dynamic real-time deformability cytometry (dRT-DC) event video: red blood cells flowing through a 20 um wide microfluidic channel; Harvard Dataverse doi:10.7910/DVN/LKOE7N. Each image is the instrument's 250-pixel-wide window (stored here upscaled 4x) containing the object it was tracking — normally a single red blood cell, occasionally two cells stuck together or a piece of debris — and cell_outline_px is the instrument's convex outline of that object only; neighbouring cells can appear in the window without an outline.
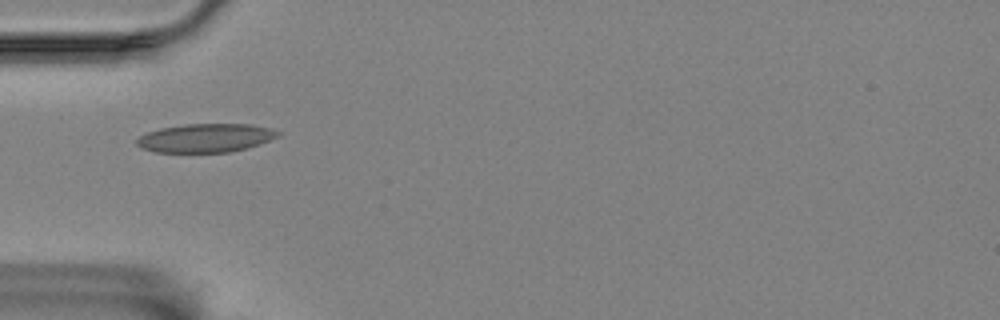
{"species": "Egyptian fruit bat (a non-hibernating species)", "species_latin": "Rousettus aegyptiacus", "temperature_condition": "room temperature", "stored_images_in_passage": 8, "camera_frame_rate_fps": 3000, "um_per_image_px": 0.085, "animal": {"sex": "female"}, "frame": {"image": 1, "passage_image": 1, "time_ms": 0.0, "image_size_px": [1000, 320], "cell_outline_px": [[280, 136], [260, 144], [248, 148], [228, 152], [156, 152], [140, 148], [136, 144], [136, 140], [140, 136], [148, 132], [160, 128], [184, 124], [252, 124], [272, 128], [280, 132]], "centroid_in_image_um": [17.5, 11.72], "position_along_channel_um": 67.5, "area_um2": 23.7}}
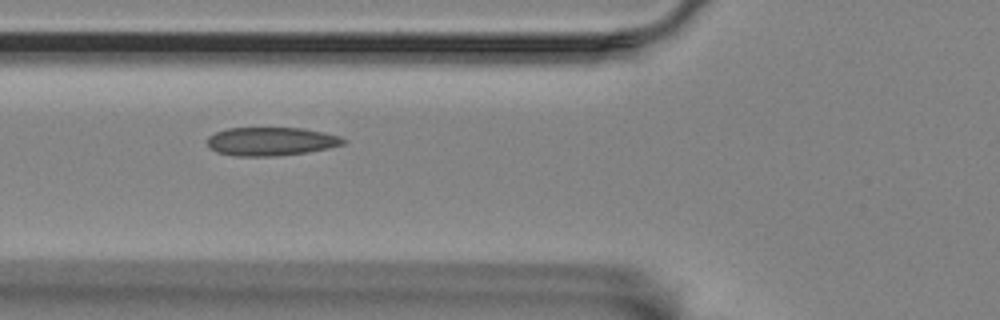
{"frame": {"image": 2, "passage_image": 4, "time_ms": 1.0, "image_size_px": [1000, 320], "cell_outline_px": [[348, 140], [344, 144], [328, 148], [308, 152], [276, 156], [236, 156], [216, 152], [208, 148], [204, 140], [208, 136], [216, 132], [228, 128], [300, 128], [324, 132], [340, 136]], "centroid_in_image_um": [23.0, 12.02], "position_along_channel_um": 102.8, "area_um2": 22.83}}
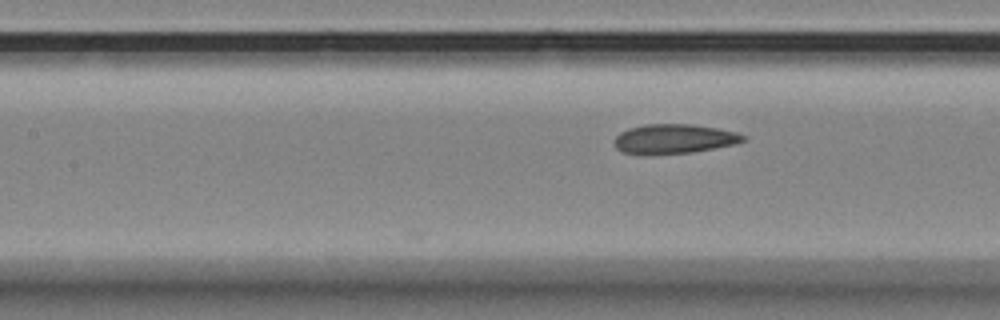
{"frame": {"image": 3, "passage_image": 8, "time_ms": 2.333, "image_size_px": [1000, 320], "cell_outline_px": [[748, 140], [736, 144], [692, 152], [624, 152], [616, 148], [616, 136], [620, 132], [628, 128], [644, 124], [692, 124], [716, 128], [736, 132], [748, 136]], "centroid_in_image_um": [57.39, 11.76], "position_along_channel_um": 150.0, "area_um2": 21.5}}